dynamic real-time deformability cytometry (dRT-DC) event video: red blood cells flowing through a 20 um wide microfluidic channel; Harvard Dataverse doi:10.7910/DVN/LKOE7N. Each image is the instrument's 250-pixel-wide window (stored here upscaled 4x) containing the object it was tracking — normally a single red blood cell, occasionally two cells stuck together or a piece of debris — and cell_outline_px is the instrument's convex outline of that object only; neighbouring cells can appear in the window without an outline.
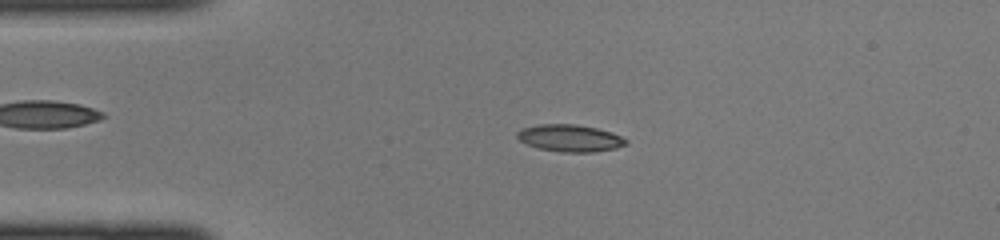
{"species": "common noctule bat (a hibernating species)", "species_latin": "Nyctalus noctula", "temperature_condition": "cold", "stored_images_in_passage": 38, "camera_frame_rate_fps": 3000, "um_per_image_px": 0.085, "animal": {"sex": "female", "body_mass_g": 22.0, "forearm_length_mm": 56.7}, "frame": {"image": 1, "passage_image": 3, "time_ms": 0.667, "image_size_px": [1000, 240], "cell_outline_px": [[628, 144], [616, 148], [596, 152], [560, 152], [540, 148], [528, 144], [520, 140], [516, 136], [516, 132], [524, 128], [540, 124], [576, 124], [596, 128], [612, 132], [628, 140]], "centroid_in_image_um": [48.48, 11.74], "position_along_channel_um": 36.5, "area_um2": 17.11}}
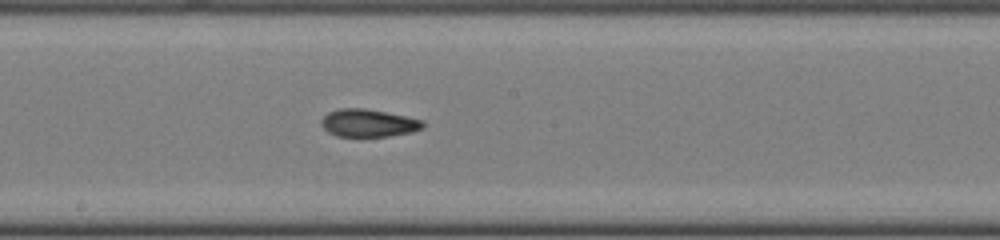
{"frame": {"image": 2, "passage_image": 17, "time_ms": 5.333, "image_size_px": [1000, 240], "cell_outline_px": [[424, 128], [412, 132], [388, 136], [336, 136], [328, 132], [320, 124], [320, 120], [328, 112], [340, 108], [364, 108], [424, 120]], "centroid_in_image_um": [31.3, 10.46], "position_along_channel_um": 216.9, "area_um2": 16.36}}
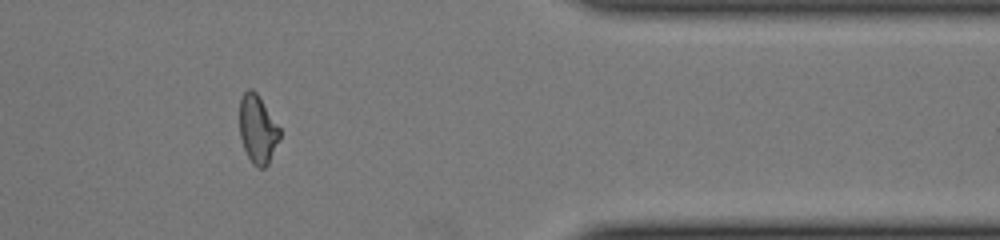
{"frame": {"image": 3, "passage_image": 30, "time_ms": 9.667, "image_size_px": [1000, 240], "cell_outline_px": [[280, 136], [268, 164], [264, 168], [256, 168], [252, 164], [244, 148], [240, 136], [240, 100], [244, 92], [248, 88], [252, 88], [256, 92], [280, 128]], "centroid_in_image_um": [21.89, 10.99], "position_along_channel_um": 389.5, "area_um2": 15.84}}